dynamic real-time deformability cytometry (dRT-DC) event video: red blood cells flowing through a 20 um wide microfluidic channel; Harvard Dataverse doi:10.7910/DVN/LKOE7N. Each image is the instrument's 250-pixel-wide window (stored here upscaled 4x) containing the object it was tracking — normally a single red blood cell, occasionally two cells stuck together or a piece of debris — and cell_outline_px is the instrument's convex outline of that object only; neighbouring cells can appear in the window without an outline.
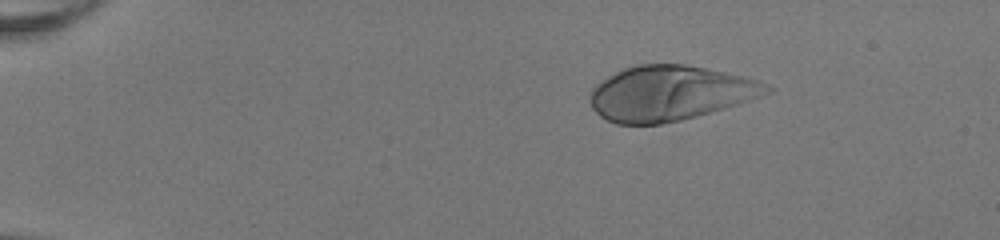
{"species": "human", "species_latin": "Homo sapiens", "temperature_condition": "room temperature", "stored_images_in_passage": 49, "camera_frame_rate_fps": 3000, "um_per_image_px": 0.085, "donor": {"sex": "female"}, "frame": {"image": 1, "passage_image": 6, "time_ms": 1.667, "image_size_px": [1000, 240], "cell_outline_px": [[772, 92], [724, 108], [696, 116], [680, 120], [660, 124], [616, 124], [604, 120], [592, 108], [588, 100], [592, 88], [596, 84], [608, 76], [632, 64], [684, 64], [724, 72], [756, 80], [772, 88]], "centroid_in_image_um": [56.85, 7.93], "position_along_channel_um": 28.1, "area_um2": 56.24}}
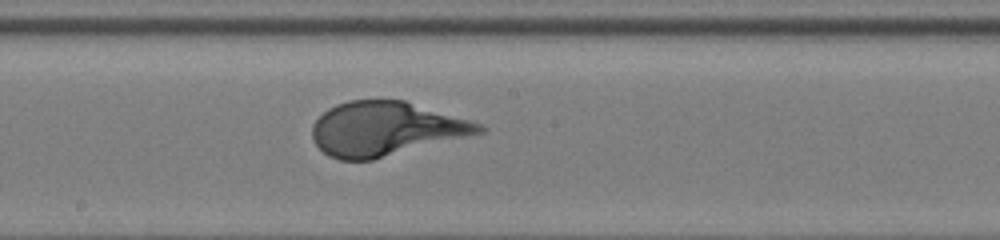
{"frame": {"image": 2, "passage_image": 27, "time_ms": 8.667, "image_size_px": [1000, 240], "cell_outline_px": [[488, 128], [484, 132], [372, 160], [340, 160], [328, 156], [312, 140], [312, 124], [328, 108], [336, 104], [348, 100], [404, 100], [484, 124]], "centroid_in_image_um": [32.78, 10.94], "position_along_channel_um": 215.4, "area_um2": 52.48}}
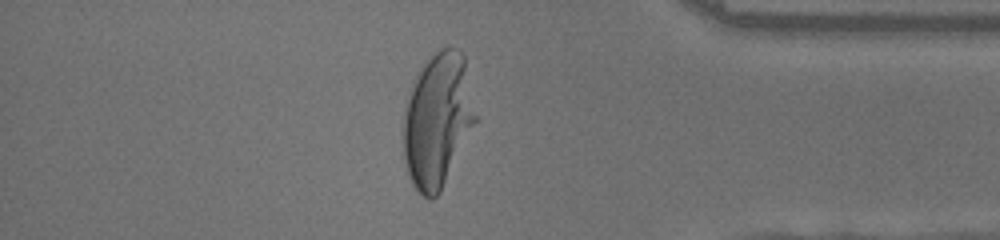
{"frame": {"image": 3, "passage_image": 42, "time_ms": 13.667, "image_size_px": [1000, 240], "cell_outline_px": [[480, 116], [440, 192], [432, 200], [428, 200], [412, 184], [408, 176], [404, 160], [404, 112], [408, 92], [420, 68], [440, 48], [452, 48], [460, 52], [464, 56]], "centroid_in_image_um": [37.24, 10.22], "position_along_channel_um": 398.0, "area_um2": 57.05}}